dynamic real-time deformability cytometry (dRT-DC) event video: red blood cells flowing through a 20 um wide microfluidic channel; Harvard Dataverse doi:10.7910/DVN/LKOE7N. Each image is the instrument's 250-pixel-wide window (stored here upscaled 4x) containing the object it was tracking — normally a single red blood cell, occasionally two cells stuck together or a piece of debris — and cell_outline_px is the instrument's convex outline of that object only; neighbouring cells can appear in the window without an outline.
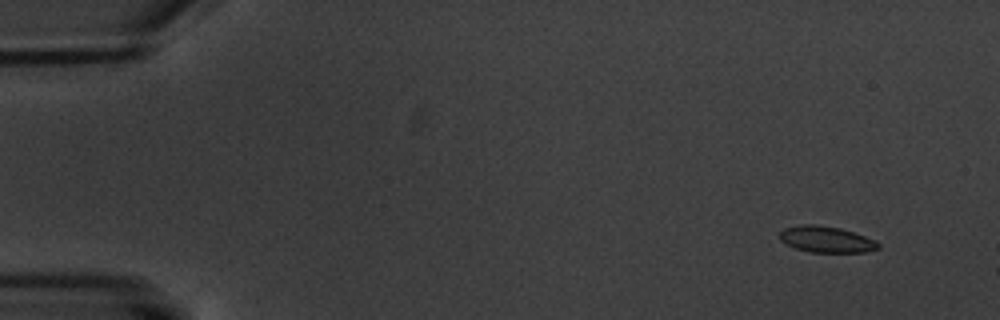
{"species": "common noctule bat (a hibernating species)", "species_latin": "Nyctalus noctula", "temperature_condition": "warm", "stored_images_in_passage": 4, "camera_frame_rate_fps": 3000, "um_per_image_px": 0.085, "animal": {"sex": "male", "body_mass_g": 20.1, "forearm_length_mm": 53.5}, "frame": {"image": 1, "passage_image": 1, "time_ms": 0.0, "image_size_px": [1000, 320], "cell_outline_px": [[880, 248], [868, 252], [812, 252], [796, 248], [780, 240], [780, 232], [784, 228], [800, 224], [812, 224], [840, 228], [876, 240], [880, 244]], "centroid_in_image_um": [70.26, 20.35], "position_along_channel_um": 14.7, "area_um2": 14.97}}